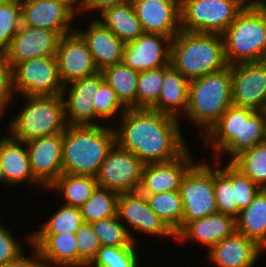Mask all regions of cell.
I'll return each instance as SVG.
<instances>
[{"label":"cell","mask_w":266,"mask_h":267,"mask_svg":"<svg viewBox=\"0 0 266 267\" xmlns=\"http://www.w3.org/2000/svg\"><path fill=\"white\" fill-rule=\"evenodd\" d=\"M75 235L79 254V267H89L95 259L98 250L102 247L101 242L91 224H81Z\"/></svg>","instance_id":"obj_42"},{"label":"cell","mask_w":266,"mask_h":267,"mask_svg":"<svg viewBox=\"0 0 266 267\" xmlns=\"http://www.w3.org/2000/svg\"><path fill=\"white\" fill-rule=\"evenodd\" d=\"M235 218L236 231L266 247V189H262L253 202Z\"/></svg>","instance_id":"obj_27"},{"label":"cell","mask_w":266,"mask_h":267,"mask_svg":"<svg viewBox=\"0 0 266 267\" xmlns=\"http://www.w3.org/2000/svg\"><path fill=\"white\" fill-rule=\"evenodd\" d=\"M12 70L14 90L24 96L64 94L55 56L36 57L17 64Z\"/></svg>","instance_id":"obj_9"},{"label":"cell","mask_w":266,"mask_h":267,"mask_svg":"<svg viewBox=\"0 0 266 267\" xmlns=\"http://www.w3.org/2000/svg\"><path fill=\"white\" fill-rule=\"evenodd\" d=\"M97 187L96 177L63 173L48 188L63 192L66 206L80 208Z\"/></svg>","instance_id":"obj_31"},{"label":"cell","mask_w":266,"mask_h":267,"mask_svg":"<svg viewBox=\"0 0 266 267\" xmlns=\"http://www.w3.org/2000/svg\"><path fill=\"white\" fill-rule=\"evenodd\" d=\"M122 110V129L115 131L116 143L144 165L174 160L187 149L177 118L151 109Z\"/></svg>","instance_id":"obj_1"},{"label":"cell","mask_w":266,"mask_h":267,"mask_svg":"<svg viewBox=\"0 0 266 267\" xmlns=\"http://www.w3.org/2000/svg\"><path fill=\"white\" fill-rule=\"evenodd\" d=\"M149 206L165 225L177 235L182 230L183 202L180 191L145 196Z\"/></svg>","instance_id":"obj_32"},{"label":"cell","mask_w":266,"mask_h":267,"mask_svg":"<svg viewBox=\"0 0 266 267\" xmlns=\"http://www.w3.org/2000/svg\"><path fill=\"white\" fill-rule=\"evenodd\" d=\"M266 140V111H254L242 107L241 139H233L223 150L233 159L245 149Z\"/></svg>","instance_id":"obj_28"},{"label":"cell","mask_w":266,"mask_h":267,"mask_svg":"<svg viewBox=\"0 0 266 267\" xmlns=\"http://www.w3.org/2000/svg\"><path fill=\"white\" fill-rule=\"evenodd\" d=\"M232 104L231 66L228 65L190 81L185 114L204 126L207 133Z\"/></svg>","instance_id":"obj_4"},{"label":"cell","mask_w":266,"mask_h":267,"mask_svg":"<svg viewBox=\"0 0 266 267\" xmlns=\"http://www.w3.org/2000/svg\"><path fill=\"white\" fill-rule=\"evenodd\" d=\"M261 249L255 241L235 231L213 246L209 255L218 267H252Z\"/></svg>","instance_id":"obj_23"},{"label":"cell","mask_w":266,"mask_h":267,"mask_svg":"<svg viewBox=\"0 0 266 267\" xmlns=\"http://www.w3.org/2000/svg\"><path fill=\"white\" fill-rule=\"evenodd\" d=\"M55 57L63 85L100 72L86 41L76 29L60 37Z\"/></svg>","instance_id":"obj_12"},{"label":"cell","mask_w":266,"mask_h":267,"mask_svg":"<svg viewBox=\"0 0 266 267\" xmlns=\"http://www.w3.org/2000/svg\"><path fill=\"white\" fill-rule=\"evenodd\" d=\"M134 243L126 247L102 246L92 261L95 267H137Z\"/></svg>","instance_id":"obj_40"},{"label":"cell","mask_w":266,"mask_h":267,"mask_svg":"<svg viewBox=\"0 0 266 267\" xmlns=\"http://www.w3.org/2000/svg\"><path fill=\"white\" fill-rule=\"evenodd\" d=\"M76 31L86 41L99 71L122 62L125 43L110 31L100 19L92 21L86 32Z\"/></svg>","instance_id":"obj_21"},{"label":"cell","mask_w":266,"mask_h":267,"mask_svg":"<svg viewBox=\"0 0 266 267\" xmlns=\"http://www.w3.org/2000/svg\"><path fill=\"white\" fill-rule=\"evenodd\" d=\"M29 241L33 243L41 260L46 264L44 267H50L47 265L50 263L61 267H79L75 233L33 234Z\"/></svg>","instance_id":"obj_22"},{"label":"cell","mask_w":266,"mask_h":267,"mask_svg":"<svg viewBox=\"0 0 266 267\" xmlns=\"http://www.w3.org/2000/svg\"><path fill=\"white\" fill-rule=\"evenodd\" d=\"M144 33L173 39L181 31L180 0H131Z\"/></svg>","instance_id":"obj_15"},{"label":"cell","mask_w":266,"mask_h":267,"mask_svg":"<svg viewBox=\"0 0 266 267\" xmlns=\"http://www.w3.org/2000/svg\"><path fill=\"white\" fill-rule=\"evenodd\" d=\"M21 25L22 8L20 0L0 5V54L8 49Z\"/></svg>","instance_id":"obj_39"},{"label":"cell","mask_w":266,"mask_h":267,"mask_svg":"<svg viewBox=\"0 0 266 267\" xmlns=\"http://www.w3.org/2000/svg\"><path fill=\"white\" fill-rule=\"evenodd\" d=\"M119 221L121 220L116 215L91 223L102 246L126 247L135 243L132 233Z\"/></svg>","instance_id":"obj_38"},{"label":"cell","mask_w":266,"mask_h":267,"mask_svg":"<svg viewBox=\"0 0 266 267\" xmlns=\"http://www.w3.org/2000/svg\"><path fill=\"white\" fill-rule=\"evenodd\" d=\"M131 2V0H83L82 10L99 9L101 14L114 6Z\"/></svg>","instance_id":"obj_47"},{"label":"cell","mask_w":266,"mask_h":267,"mask_svg":"<svg viewBox=\"0 0 266 267\" xmlns=\"http://www.w3.org/2000/svg\"><path fill=\"white\" fill-rule=\"evenodd\" d=\"M119 194L97 187L92 196L79 208L84 223L104 220L117 215Z\"/></svg>","instance_id":"obj_35"},{"label":"cell","mask_w":266,"mask_h":267,"mask_svg":"<svg viewBox=\"0 0 266 267\" xmlns=\"http://www.w3.org/2000/svg\"><path fill=\"white\" fill-rule=\"evenodd\" d=\"M1 180L5 182V179H4V176H3V172H2V167L0 165V181Z\"/></svg>","instance_id":"obj_51"},{"label":"cell","mask_w":266,"mask_h":267,"mask_svg":"<svg viewBox=\"0 0 266 267\" xmlns=\"http://www.w3.org/2000/svg\"><path fill=\"white\" fill-rule=\"evenodd\" d=\"M26 97L28 104L11 124L13 138L25 143L66 130L64 94Z\"/></svg>","instance_id":"obj_6"},{"label":"cell","mask_w":266,"mask_h":267,"mask_svg":"<svg viewBox=\"0 0 266 267\" xmlns=\"http://www.w3.org/2000/svg\"><path fill=\"white\" fill-rule=\"evenodd\" d=\"M230 163L256 185L266 189V140L243 150Z\"/></svg>","instance_id":"obj_34"},{"label":"cell","mask_w":266,"mask_h":267,"mask_svg":"<svg viewBox=\"0 0 266 267\" xmlns=\"http://www.w3.org/2000/svg\"><path fill=\"white\" fill-rule=\"evenodd\" d=\"M12 234L0 225V266L17 260L23 253Z\"/></svg>","instance_id":"obj_45"},{"label":"cell","mask_w":266,"mask_h":267,"mask_svg":"<svg viewBox=\"0 0 266 267\" xmlns=\"http://www.w3.org/2000/svg\"><path fill=\"white\" fill-rule=\"evenodd\" d=\"M190 158L186 149L174 160L144 165L138 191L148 196L180 190L183 176L194 165Z\"/></svg>","instance_id":"obj_17"},{"label":"cell","mask_w":266,"mask_h":267,"mask_svg":"<svg viewBox=\"0 0 266 267\" xmlns=\"http://www.w3.org/2000/svg\"><path fill=\"white\" fill-rule=\"evenodd\" d=\"M61 1L67 3L72 9L74 8V7H73L74 4H75V3H78V0H61ZM80 4H81V5L79 6V11L82 9L81 7H82V5H83V0H80Z\"/></svg>","instance_id":"obj_50"},{"label":"cell","mask_w":266,"mask_h":267,"mask_svg":"<svg viewBox=\"0 0 266 267\" xmlns=\"http://www.w3.org/2000/svg\"><path fill=\"white\" fill-rule=\"evenodd\" d=\"M103 80L104 76L100 71L69 83L72 86L68 100L64 101L65 118L69 116L67 125H94L90 122L96 118L94 96Z\"/></svg>","instance_id":"obj_20"},{"label":"cell","mask_w":266,"mask_h":267,"mask_svg":"<svg viewBox=\"0 0 266 267\" xmlns=\"http://www.w3.org/2000/svg\"><path fill=\"white\" fill-rule=\"evenodd\" d=\"M183 202L182 229L191 221L218 213L214 192V171L206 164H194L180 183Z\"/></svg>","instance_id":"obj_8"},{"label":"cell","mask_w":266,"mask_h":267,"mask_svg":"<svg viewBox=\"0 0 266 267\" xmlns=\"http://www.w3.org/2000/svg\"><path fill=\"white\" fill-rule=\"evenodd\" d=\"M114 144L112 129L98 124L67 125L63 132V173L96 177Z\"/></svg>","instance_id":"obj_2"},{"label":"cell","mask_w":266,"mask_h":267,"mask_svg":"<svg viewBox=\"0 0 266 267\" xmlns=\"http://www.w3.org/2000/svg\"><path fill=\"white\" fill-rule=\"evenodd\" d=\"M189 81L171 64L164 66V80L160 95L151 110L178 119V107L188 108Z\"/></svg>","instance_id":"obj_25"},{"label":"cell","mask_w":266,"mask_h":267,"mask_svg":"<svg viewBox=\"0 0 266 267\" xmlns=\"http://www.w3.org/2000/svg\"><path fill=\"white\" fill-rule=\"evenodd\" d=\"M11 1H14V0H0V5L9 3V2H11Z\"/></svg>","instance_id":"obj_52"},{"label":"cell","mask_w":266,"mask_h":267,"mask_svg":"<svg viewBox=\"0 0 266 267\" xmlns=\"http://www.w3.org/2000/svg\"><path fill=\"white\" fill-rule=\"evenodd\" d=\"M239 1H240V5H241L242 9L266 10V4L263 0L262 1L261 0H251L250 2H248V0H239ZM246 1L248 4L246 3Z\"/></svg>","instance_id":"obj_49"},{"label":"cell","mask_w":266,"mask_h":267,"mask_svg":"<svg viewBox=\"0 0 266 267\" xmlns=\"http://www.w3.org/2000/svg\"><path fill=\"white\" fill-rule=\"evenodd\" d=\"M143 167L141 160L116 143L100 166L96 181L99 187L117 194L136 192L141 185Z\"/></svg>","instance_id":"obj_10"},{"label":"cell","mask_w":266,"mask_h":267,"mask_svg":"<svg viewBox=\"0 0 266 267\" xmlns=\"http://www.w3.org/2000/svg\"><path fill=\"white\" fill-rule=\"evenodd\" d=\"M232 103L254 111H266V61L231 66Z\"/></svg>","instance_id":"obj_11"},{"label":"cell","mask_w":266,"mask_h":267,"mask_svg":"<svg viewBox=\"0 0 266 267\" xmlns=\"http://www.w3.org/2000/svg\"><path fill=\"white\" fill-rule=\"evenodd\" d=\"M20 140L13 137L3 138L0 143V165L5 182L15 184L30 180L38 182L31 171L28 150L22 149Z\"/></svg>","instance_id":"obj_26"},{"label":"cell","mask_w":266,"mask_h":267,"mask_svg":"<svg viewBox=\"0 0 266 267\" xmlns=\"http://www.w3.org/2000/svg\"><path fill=\"white\" fill-rule=\"evenodd\" d=\"M117 216L124 218L130 226L151 235H176L151 209L145 195L139 191L119 194Z\"/></svg>","instance_id":"obj_19"},{"label":"cell","mask_w":266,"mask_h":267,"mask_svg":"<svg viewBox=\"0 0 266 267\" xmlns=\"http://www.w3.org/2000/svg\"><path fill=\"white\" fill-rule=\"evenodd\" d=\"M101 16V22L125 44L144 33L131 2L107 9Z\"/></svg>","instance_id":"obj_29"},{"label":"cell","mask_w":266,"mask_h":267,"mask_svg":"<svg viewBox=\"0 0 266 267\" xmlns=\"http://www.w3.org/2000/svg\"><path fill=\"white\" fill-rule=\"evenodd\" d=\"M22 24L55 31L60 37L69 30L75 10L61 0H20Z\"/></svg>","instance_id":"obj_18"},{"label":"cell","mask_w":266,"mask_h":267,"mask_svg":"<svg viewBox=\"0 0 266 267\" xmlns=\"http://www.w3.org/2000/svg\"><path fill=\"white\" fill-rule=\"evenodd\" d=\"M214 192L218 213L238 216V203L235 200L231 183V163L225 169L214 170Z\"/></svg>","instance_id":"obj_37"},{"label":"cell","mask_w":266,"mask_h":267,"mask_svg":"<svg viewBox=\"0 0 266 267\" xmlns=\"http://www.w3.org/2000/svg\"><path fill=\"white\" fill-rule=\"evenodd\" d=\"M36 260L25 258L24 255L20 256L17 260L7 263L0 267H44V263H41L39 252L35 249ZM39 261V262H38Z\"/></svg>","instance_id":"obj_48"},{"label":"cell","mask_w":266,"mask_h":267,"mask_svg":"<svg viewBox=\"0 0 266 267\" xmlns=\"http://www.w3.org/2000/svg\"><path fill=\"white\" fill-rule=\"evenodd\" d=\"M12 91H14L13 70L7 63L4 54H0V115L11 98Z\"/></svg>","instance_id":"obj_46"},{"label":"cell","mask_w":266,"mask_h":267,"mask_svg":"<svg viewBox=\"0 0 266 267\" xmlns=\"http://www.w3.org/2000/svg\"><path fill=\"white\" fill-rule=\"evenodd\" d=\"M236 231L235 218L222 213L205 216L189 222L177 235V239H196L210 249Z\"/></svg>","instance_id":"obj_24"},{"label":"cell","mask_w":266,"mask_h":267,"mask_svg":"<svg viewBox=\"0 0 266 267\" xmlns=\"http://www.w3.org/2000/svg\"><path fill=\"white\" fill-rule=\"evenodd\" d=\"M170 47V64L189 82L228 66L221 34L181 30Z\"/></svg>","instance_id":"obj_3"},{"label":"cell","mask_w":266,"mask_h":267,"mask_svg":"<svg viewBox=\"0 0 266 267\" xmlns=\"http://www.w3.org/2000/svg\"><path fill=\"white\" fill-rule=\"evenodd\" d=\"M30 168L34 178L45 188L63 174V133L39 137L28 142Z\"/></svg>","instance_id":"obj_14"},{"label":"cell","mask_w":266,"mask_h":267,"mask_svg":"<svg viewBox=\"0 0 266 267\" xmlns=\"http://www.w3.org/2000/svg\"><path fill=\"white\" fill-rule=\"evenodd\" d=\"M164 80V66L139 72L136 109H150L157 101Z\"/></svg>","instance_id":"obj_36"},{"label":"cell","mask_w":266,"mask_h":267,"mask_svg":"<svg viewBox=\"0 0 266 267\" xmlns=\"http://www.w3.org/2000/svg\"><path fill=\"white\" fill-rule=\"evenodd\" d=\"M96 118H110L116 114L122 104L118 100L115 91L103 80L94 96Z\"/></svg>","instance_id":"obj_44"},{"label":"cell","mask_w":266,"mask_h":267,"mask_svg":"<svg viewBox=\"0 0 266 267\" xmlns=\"http://www.w3.org/2000/svg\"><path fill=\"white\" fill-rule=\"evenodd\" d=\"M83 223L79 208L64 205L36 234L76 233Z\"/></svg>","instance_id":"obj_41"},{"label":"cell","mask_w":266,"mask_h":267,"mask_svg":"<svg viewBox=\"0 0 266 267\" xmlns=\"http://www.w3.org/2000/svg\"><path fill=\"white\" fill-rule=\"evenodd\" d=\"M60 36L51 30L22 24L3 53L13 69L17 64L40 56H56Z\"/></svg>","instance_id":"obj_13"},{"label":"cell","mask_w":266,"mask_h":267,"mask_svg":"<svg viewBox=\"0 0 266 267\" xmlns=\"http://www.w3.org/2000/svg\"><path fill=\"white\" fill-rule=\"evenodd\" d=\"M170 43L171 38L158 33H143L136 40L124 45L122 62L137 72L168 66L171 47L162 46L161 41ZM164 47V49H163Z\"/></svg>","instance_id":"obj_16"},{"label":"cell","mask_w":266,"mask_h":267,"mask_svg":"<svg viewBox=\"0 0 266 267\" xmlns=\"http://www.w3.org/2000/svg\"><path fill=\"white\" fill-rule=\"evenodd\" d=\"M242 10L239 0H180L181 30L222 35Z\"/></svg>","instance_id":"obj_7"},{"label":"cell","mask_w":266,"mask_h":267,"mask_svg":"<svg viewBox=\"0 0 266 267\" xmlns=\"http://www.w3.org/2000/svg\"><path fill=\"white\" fill-rule=\"evenodd\" d=\"M104 80L115 91L118 100L126 109H136V90L139 72L123 62L105 67Z\"/></svg>","instance_id":"obj_30"},{"label":"cell","mask_w":266,"mask_h":267,"mask_svg":"<svg viewBox=\"0 0 266 267\" xmlns=\"http://www.w3.org/2000/svg\"><path fill=\"white\" fill-rule=\"evenodd\" d=\"M222 38L228 65L266 61V10L243 9Z\"/></svg>","instance_id":"obj_5"},{"label":"cell","mask_w":266,"mask_h":267,"mask_svg":"<svg viewBox=\"0 0 266 267\" xmlns=\"http://www.w3.org/2000/svg\"><path fill=\"white\" fill-rule=\"evenodd\" d=\"M242 107L231 105L209 129L206 141H214L216 153L220 154L233 139H241ZM218 138V139H216ZM215 139V140H214ZM216 141V142H215Z\"/></svg>","instance_id":"obj_33"},{"label":"cell","mask_w":266,"mask_h":267,"mask_svg":"<svg viewBox=\"0 0 266 267\" xmlns=\"http://www.w3.org/2000/svg\"><path fill=\"white\" fill-rule=\"evenodd\" d=\"M231 183L234 188L235 200L238 203L239 212L248 207L262 190L248 176L242 174L231 164Z\"/></svg>","instance_id":"obj_43"}]
</instances>
